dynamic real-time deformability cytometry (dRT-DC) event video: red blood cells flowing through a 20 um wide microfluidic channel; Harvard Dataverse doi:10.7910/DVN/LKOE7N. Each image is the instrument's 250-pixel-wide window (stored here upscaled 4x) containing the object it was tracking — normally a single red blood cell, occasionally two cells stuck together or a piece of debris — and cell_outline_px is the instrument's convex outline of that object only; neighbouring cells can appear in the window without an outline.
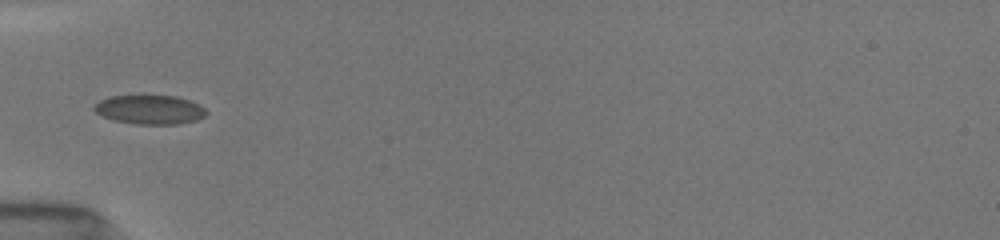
{"species": "common noctule bat (a hibernating species)", "species_latin": "Nyctalus noctula", "temperature_condition": "room temperature", "stored_images_in_passage": 54, "camera_frame_rate_fps": 3000, "um_per_image_px": 0.085, "animal": {"sex": "female", "body_mass_g": 19.5, "forearm_length_mm": 54.1}, "frame": {"image": 1, "passage_image": 1, "time_ms": 0.0, "image_size_px": [1000, 240], "cell_outline_px": [[208, 112], [204, 116], [196, 120], [180, 124], [136, 124], [112, 120], [96, 112], [92, 108], [100, 100], [112, 96], [176, 96], [188, 100], [204, 108]], "centroid_in_image_um": [12.73, 9.33], "position_along_channel_um": 72.3, "area_um2": 18.79}}
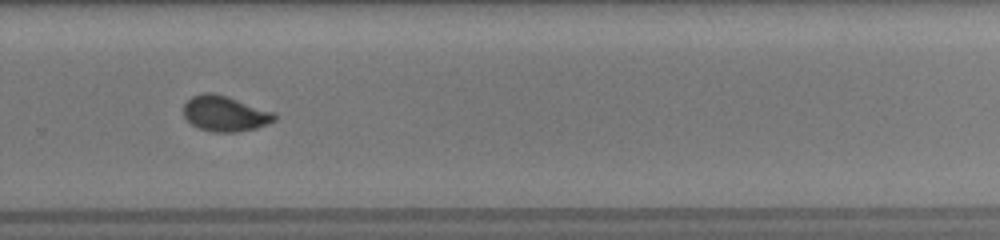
{"frame": {"image": 2, "passage_image": 29, "time_ms": 6.0, "image_size_px": [1000, 240], "cell_outline_px": [[276, 120], [256, 128], [240, 132], [212, 132], [200, 128], [192, 124], [184, 116], [184, 104], [192, 96], [204, 92], [212, 92], [228, 96], [272, 112], [276, 116]], "centroid_in_image_um": [19.1, 9.65], "position_along_channel_um": 310.7, "area_um2": 18.67}}
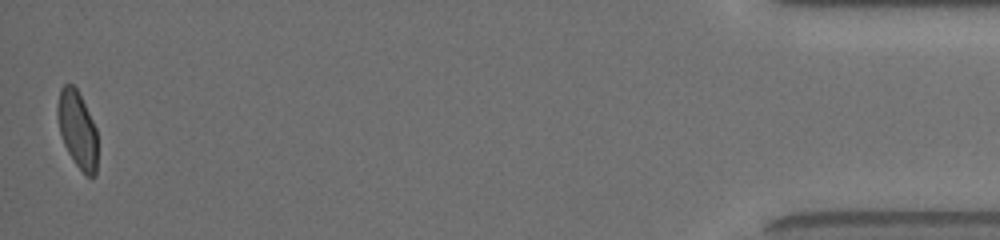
{"frame": {"image": 3, "passage_image": 53, "time_ms": 11.0, "image_size_px": [1000, 240], "cell_outline_px": [[96, 176], [84, 176], [68, 152], [64, 144], [60, 132], [56, 112], [56, 108], [60, 88], [64, 84], [72, 84], [76, 88], [96, 128]], "centroid_in_image_um": [6.55, 11.01], "position_along_channel_um": 428.6, "area_um2": 17.74}, "authors_computed_cell_mechanics": {"area_um2": 18.7561, "velocity_mm_per_s": 3.9892, "shape_relaxation_time_tau1_ms": 5.7901, "shape_relaxation_time_tau2_ms": null, "deformation_change_tau1": 0.1567, "deformation_change_tau2": null}}